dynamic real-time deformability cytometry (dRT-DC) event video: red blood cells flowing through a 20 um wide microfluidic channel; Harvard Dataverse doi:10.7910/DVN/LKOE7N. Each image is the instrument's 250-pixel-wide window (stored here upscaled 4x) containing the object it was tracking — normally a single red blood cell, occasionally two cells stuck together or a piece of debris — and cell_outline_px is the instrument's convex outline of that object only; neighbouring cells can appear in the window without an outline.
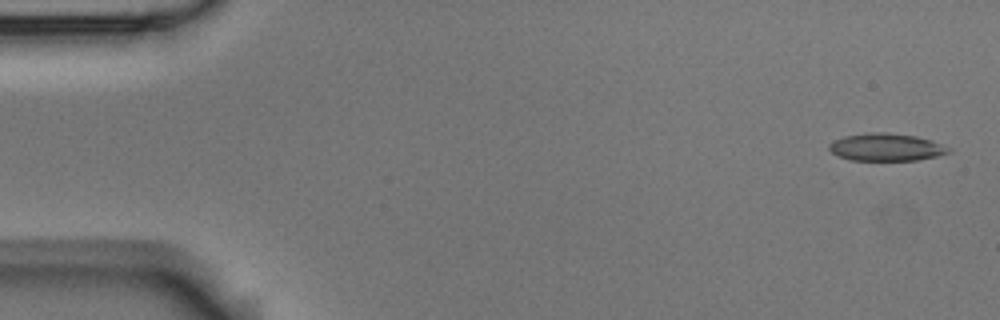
{"species": "Egyptian fruit bat (a non-hibernating species)", "species_latin": "Rousettus aegyptiacus", "temperature_condition": "room temperature", "stored_images_in_passage": 4, "camera_frame_rate_fps": 3000, "um_per_image_px": 0.085, "animal": {"sex": "male"}, "frame": {"image": 1, "passage_image": 1, "time_ms": 0.0, "image_size_px": [1000, 320], "cell_outline_px": [[952, 152], [936, 156], [916, 160], [852, 160], [836, 156], [828, 148], [828, 144], [844, 136], [872, 132], [884, 132], [916, 136], [932, 140], [952, 148]], "centroid_in_image_um": [75.35, 12.51], "position_along_channel_um": 9.7, "area_um2": 19.19}}
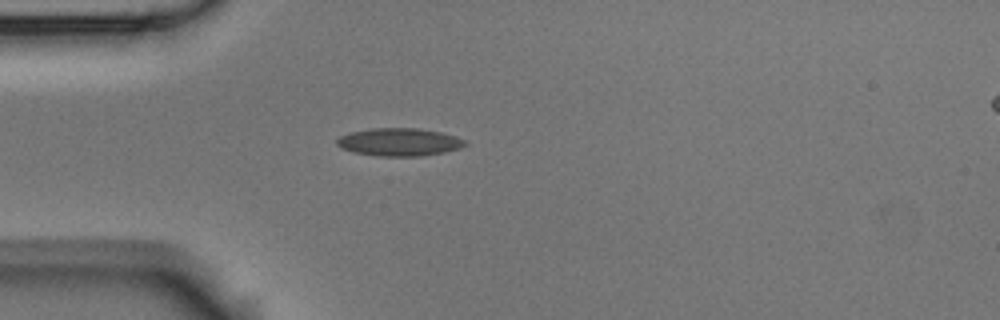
{"frame": {"image": 2, "passage_image": 4, "time_ms": 1.0, "image_size_px": [1000, 320], "cell_outline_px": [[468, 144], [460, 148], [444, 152], [420, 156], [376, 156], [352, 152], [336, 144], [336, 140], [340, 136], [352, 132], [372, 128], [416, 128], [440, 132], [456, 136], [464, 140]], "centroid_in_image_um": [33.94, 12.08], "position_along_channel_um": 51.1, "area_um2": 20.69}}